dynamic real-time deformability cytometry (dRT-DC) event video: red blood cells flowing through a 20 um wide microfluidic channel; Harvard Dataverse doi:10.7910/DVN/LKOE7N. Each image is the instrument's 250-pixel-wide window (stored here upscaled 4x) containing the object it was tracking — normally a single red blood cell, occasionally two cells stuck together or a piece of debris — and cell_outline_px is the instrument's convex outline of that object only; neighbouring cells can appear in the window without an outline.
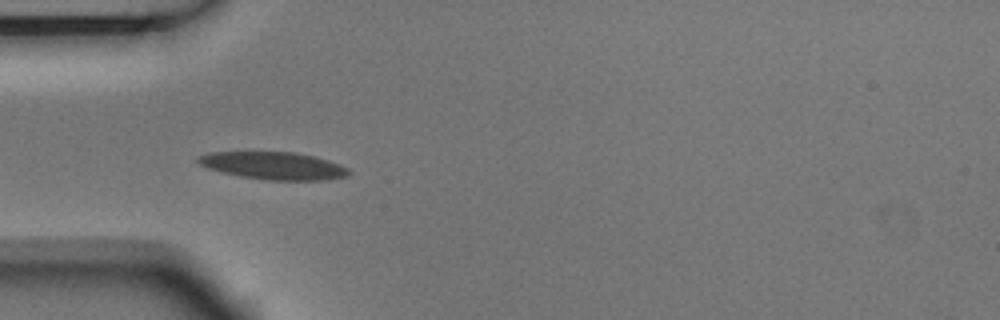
{"species": "Egyptian fruit bat (a non-hibernating species)", "species_latin": "Rousettus aegyptiacus", "temperature_condition": "room temperature", "stored_images_in_passage": 5, "camera_frame_rate_fps": 3000, "um_per_image_px": 0.085, "animal": {"sex": "male"}, "frame": {"image": 1, "passage_image": 4, "time_ms": 1.0, "image_size_px": [1000, 320], "cell_outline_px": [[352, 172], [348, 176], [328, 180], [268, 180], [240, 176], [208, 168], [200, 164], [196, 160], [196, 156], [208, 152], [296, 152], [328, 160], [340, 164], [348, 168]], "centroid_in_image_um": [23.27, 14.08], "position_along_channel_um": 61.7, "area_um2": 24.22}}
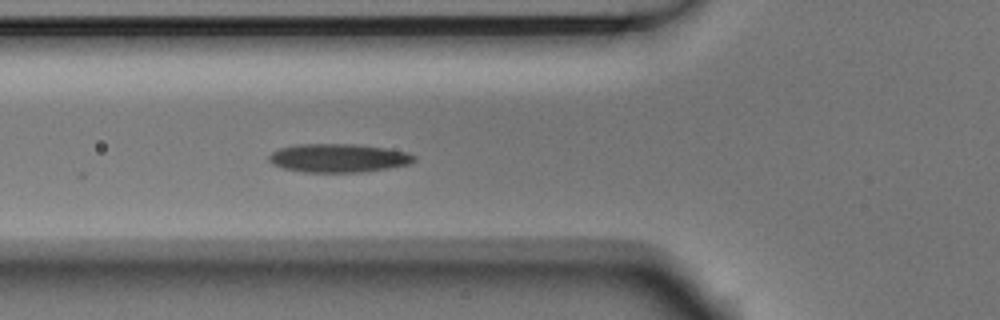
{"frame": {"image": 2, "passage_image": 5, "time_ms": 1.333, "image_size_px": [1000, 320], "cell_outline_px": [[416, 160], [412, 164], [364, 172], [304, 172], [284, 168], [272, 164], [268, 160], [268, 156], [272, 152], [280, 148], [296, 144], [356, 144], [384, 148], [408, 152], [416, 156]], "centroid_in_image_um": [28.79, 13.43], "position_along_channel_um": 97.0, "area_um2": 24.28}}